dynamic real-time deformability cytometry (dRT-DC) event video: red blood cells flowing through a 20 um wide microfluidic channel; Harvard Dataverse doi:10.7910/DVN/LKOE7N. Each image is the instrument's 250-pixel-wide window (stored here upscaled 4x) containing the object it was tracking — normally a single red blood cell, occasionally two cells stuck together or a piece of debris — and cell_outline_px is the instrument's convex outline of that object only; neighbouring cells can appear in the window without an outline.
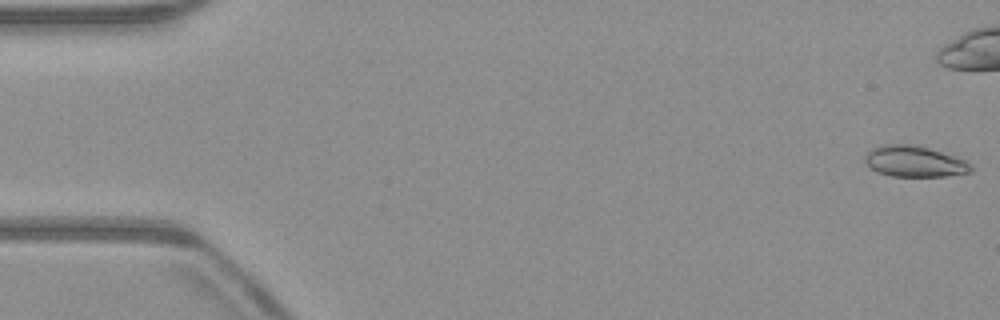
{"species": "common noctule bat (a hibernating species)", "species_latin": "Nyctalus noctula", "temperature_condition": "warm", "stored_images_in_passage": 42, "camera_frame_rate_fps": 3000, "um_per_image_px": 0.085, "animal": {"sex": "male", "body_mass_g": 23.1, "forearm_length_mm": 52.7}, "frame": {"image": 1, "passage_image": 1, "time_ms": 0.0, "image_size_px": [1000, 320], "cell_outline_px": [[972, 172], [944, 176], [892, 176], [880, 172], [872, 168], [864, 160], [864, 156], [872, 148], [884, 144], [916, 144], [964, 160], [972, 164]], "centroid_in_image_um": [77.73, 13.71], "position_along_channel_um": 7.3, "area_um2": 18.9}}
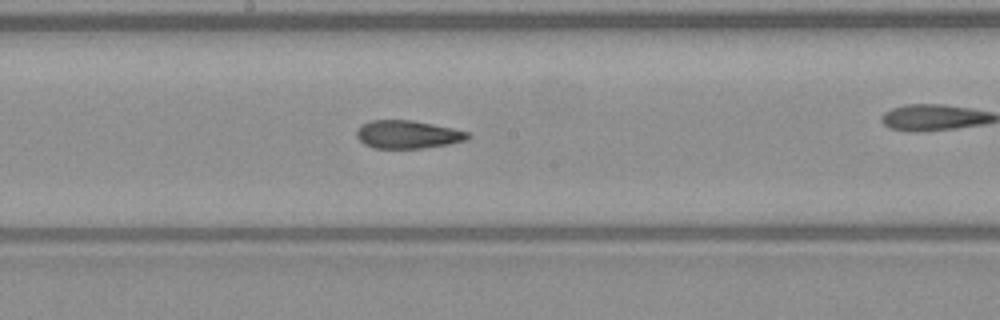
{"frame": {"image": 2, "passage_image": 28, "time_ms": 9.0, "image_size_px": [1000, 320], "cell_outline_px": [[472, 136], [468, 140], [448, 144], [424, 148], [376, 148], [364, 144], [356, 136], [356, 132], [364, 124], [372, 120], [412, 120], [452, 128], [468, 132]], "centroid_in_image_um": [34.69, 11.43], "position_along_channel_um": 213.5, "area_um2": 18.03}}
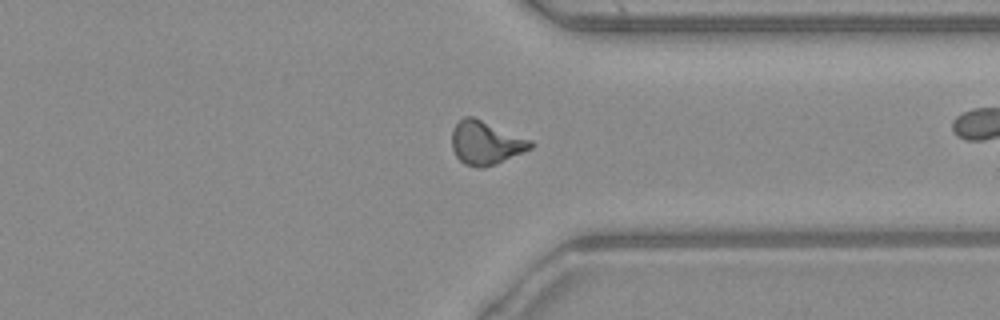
{"frame": {"image": 3, "passage_image": 40, "time_ms": 13.0, "image_size_px": [1000, 320], "cell_outline_px": [[536, 144], [532, 148], [496, 164], [484, 168], [476, 168], [464, 164], [456, 156], [452, 148], [452, 128], [464, 116], [472, 116], [532, 140]], "centroid_in_image_um": [41.29, 12.15], "position_along_channel_um": 370.1, "area_um2": 20.06}}